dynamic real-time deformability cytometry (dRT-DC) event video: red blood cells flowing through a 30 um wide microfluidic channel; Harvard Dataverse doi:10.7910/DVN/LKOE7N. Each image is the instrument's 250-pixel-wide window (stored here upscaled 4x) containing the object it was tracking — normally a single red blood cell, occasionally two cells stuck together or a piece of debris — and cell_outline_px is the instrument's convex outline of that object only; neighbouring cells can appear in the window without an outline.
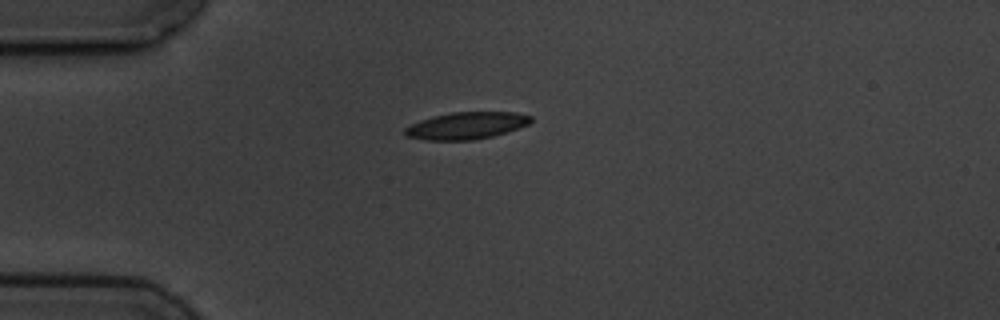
{"species": "common noctule bat (a hibernating species)", "species_latin": "Nyctalus noctula", "temperature_condition": "cold", "stored_images_in_passage": 3, "camera_frame_rate_fps": 3000, "um_per_image_px": 0.085, "animal": {"sex": "male", "body_mass_g": 19.5, "forearm_length_mm": 54.6}, "frame": {"image": 1, "passage_image": 1, "time_ms": 0.0, "image_size_px": [1000, 320], "cell_outline_px": [[532, 120], [528, 124], [520, 128], [508, 132], [476, 140], [424, 140], [404, 136], [404, 128], [420, 120], [432, 116], [452, 112], [516, 112], [532, 116]], "centroid_in_image_um": [39.64, 10.68], "position_along_channel_um": 45.4, "area_um2": 20.06}}
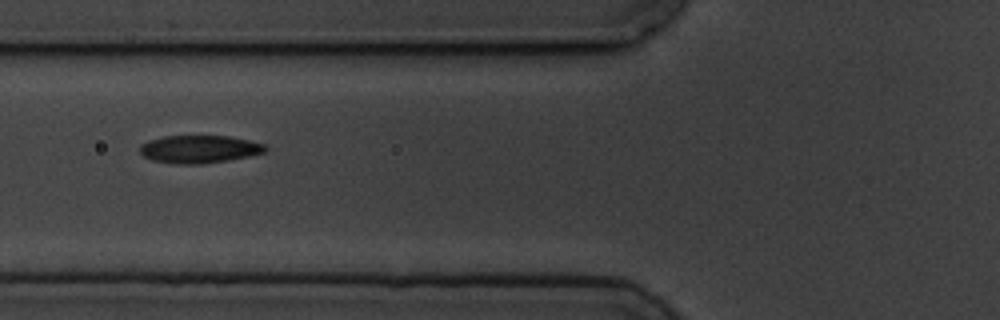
{"frame": {"image": 2, "passage_image": 3, "time_ms": 2.333, "image_size_px": [1000, 320], "cell_outline_px": [[268, 148], [264, 152], [248, 156], [228, 160], [200, 164], [176, 164], [152, 160], [144, 156], [140, 152], [140, 144], [148, 140], [164, 136], [228, 136], [248, 140], [264, 144]], "centroid_in_image_um": [16.91, 12.67], "position_along_channel_um": 108.9, "area_um2": 20.23}}